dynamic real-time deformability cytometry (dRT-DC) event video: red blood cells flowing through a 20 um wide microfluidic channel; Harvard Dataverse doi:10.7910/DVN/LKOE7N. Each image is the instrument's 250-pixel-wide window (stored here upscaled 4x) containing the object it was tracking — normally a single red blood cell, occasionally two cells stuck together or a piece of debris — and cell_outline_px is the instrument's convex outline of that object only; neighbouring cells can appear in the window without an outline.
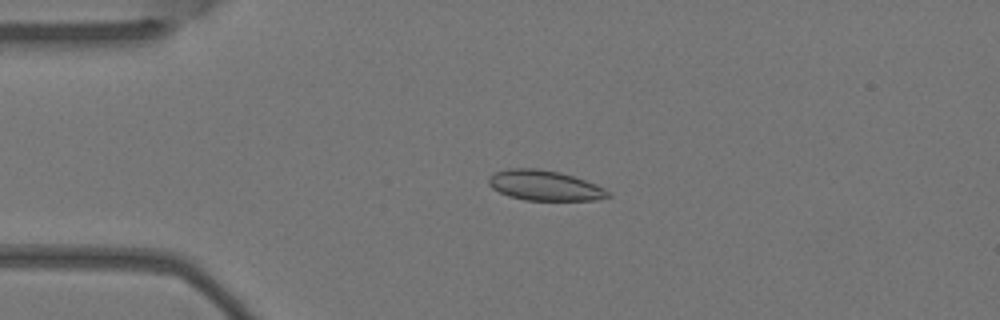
{"species": "Egyptian fruit bat (a non-hibernating species)", "species_latin": "Rousettus aegyptiacus", "temperature_condition": "warm", "stored_images_in_passage": 3, "camera_frame_rate_fps": 3000, "um_per_image_px": 0.085, "animal": {"sex": "female"}, "frame": {"image": 1, "passage_image": 2, "time_ms": 0.333, "image_size_px": [1000, 320], "cell_outline_px": [[612, 196], [596, 200], [524, 200], [508, 196], [492, 188], [488, 184], [488, 176], [496, 172], [508, 168], [536, 168], [560, 172], [596, 184], [604, 188]], "centroid_in_image_um": [46.26, 15.76], "position_along_channel_um": 38.7, "area_um2": 20.98}}